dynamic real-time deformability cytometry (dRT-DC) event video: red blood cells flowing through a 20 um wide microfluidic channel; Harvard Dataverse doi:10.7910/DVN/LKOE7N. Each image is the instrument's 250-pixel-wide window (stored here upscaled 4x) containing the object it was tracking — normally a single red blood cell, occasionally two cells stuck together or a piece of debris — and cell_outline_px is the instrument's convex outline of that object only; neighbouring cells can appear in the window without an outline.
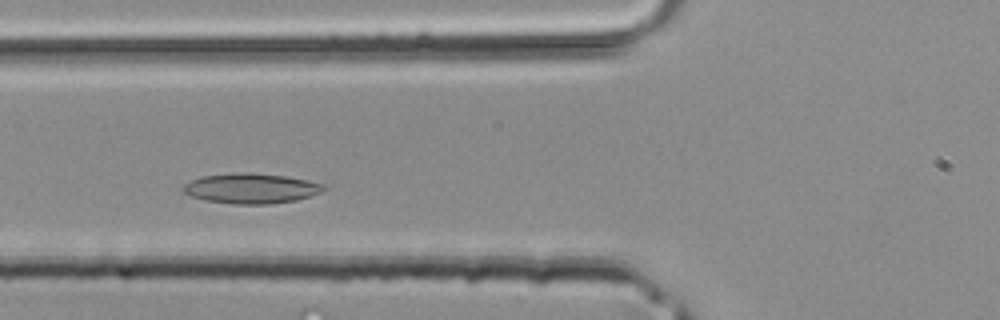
{"species": "common noctule bat (a hibernating species)", "species_latin": "Nyctalus noctula", "temperature_condition": "room temperature", "stored_images_in_passage": 32, "camera_frame_rate_fps": 3000, "um_per_image_px": 0.085, "animal": {"sex": "male", "body_mass_g": 20.4}, "frame": {"image": 1, "passage_image": 7, "time_ms": 2.0, "image_size_px": [1000, 320], "cell_outline_px": [[328, 188], [320, 192], [296, 200], [268, 204], [232, 204], [204, 200], [192, 196], [184, 192], [180, 188], [184, 184], [192, 180], [204, 176], [232, 172], [248, 172], [288, 176], [308, 180], [324, 184]], "centroid_in_image_um": [21.34, 16.0], "position_along_channel_um": 104.5, "area_um2": 24.8}}
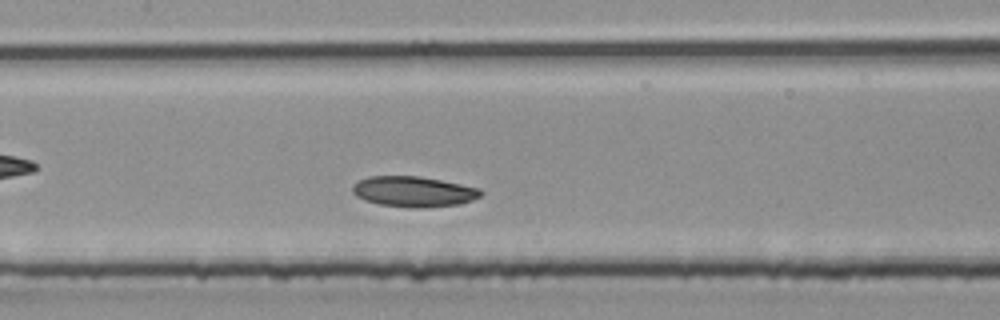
{"frame": {"image": 2, "passage_image": 11, "time_ms": 3.333, "image_size_px": [1000, 320], "cell_outline_px": [[484, 192], [480, 196], [472, 200], [460, 204], [420, 208], [412, 208], [380, 204], [364, 200], [356, 196], [352, 192], [352, 188], [360, 180], [368, 176], [420, 176], [480, 188]], "centroid_in_image_um": [35.17, 16.29], "position_along_channel_um": 172.2, "area_um2": 22.72}}
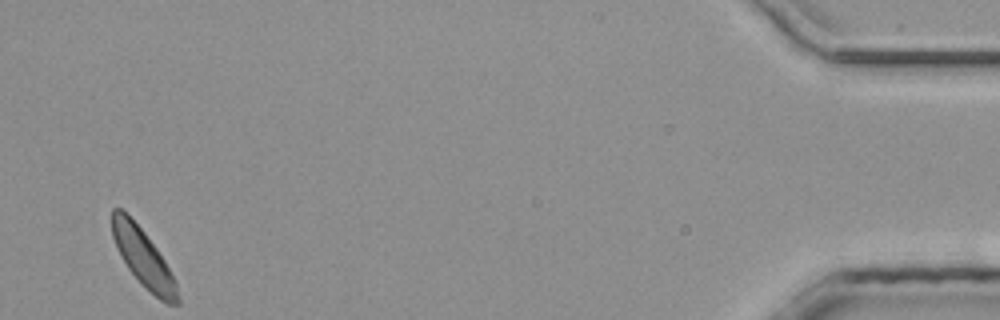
{"frame": {"image": 3, "passage_image": 31, "time_ms": 10.0, "image_size_px": [1000, 320], "cell_outline_px": [[180, 304], [168, 304], [160, 300], [128, 268], [112, 236], [112, 208], [120, 208], [144, 232], [156, 248], [164, 260], [176, 280], [180, 300]], "centroid_in_image_um": [12.22, 21.94], "position_along_channel_um": 423.0, "area_um2": 21.15}}